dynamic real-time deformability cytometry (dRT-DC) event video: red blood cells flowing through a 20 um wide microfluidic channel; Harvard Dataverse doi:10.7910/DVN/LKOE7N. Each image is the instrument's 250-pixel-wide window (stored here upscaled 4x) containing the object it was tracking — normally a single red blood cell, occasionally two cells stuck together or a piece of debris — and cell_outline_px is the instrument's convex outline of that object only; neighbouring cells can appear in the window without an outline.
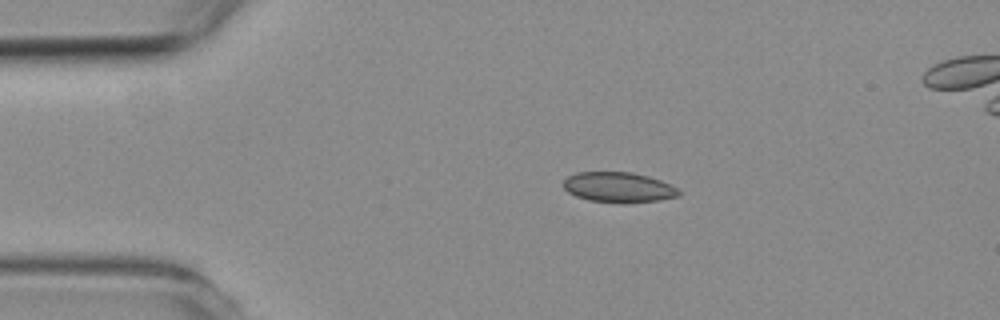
{"species": "common noctule bat (a hibernating species)", "species_latin": "Nyctalus noctula", "temperature_condition": "room temperature", "stored_images_in_passage": 3, "camera_frame_rate_fps": 3000, "um_per_image_px": 0.085, "animal": {"sex": "female", "body_mass_g": 19.3, "forearm_length_mm": 54.1}, "frame": {"image": 1, "passage_image": 2, "time_ms": 1.0, "image_size_px": [1000, 320], "cell_outline_px": [[680, 196], [660, 200], [624, 204], [588, 200], [576, 196], [568, 192], [564, 188], [564, 180], [568, 176], [576, 172], [632, 172], [648, 176], [660, 180], [676, 188], [680, 192]], "centroid_in_image_um": [52.57, 15.93], "position_along_channel_um": 32.4, "area_um2": 20.46}}